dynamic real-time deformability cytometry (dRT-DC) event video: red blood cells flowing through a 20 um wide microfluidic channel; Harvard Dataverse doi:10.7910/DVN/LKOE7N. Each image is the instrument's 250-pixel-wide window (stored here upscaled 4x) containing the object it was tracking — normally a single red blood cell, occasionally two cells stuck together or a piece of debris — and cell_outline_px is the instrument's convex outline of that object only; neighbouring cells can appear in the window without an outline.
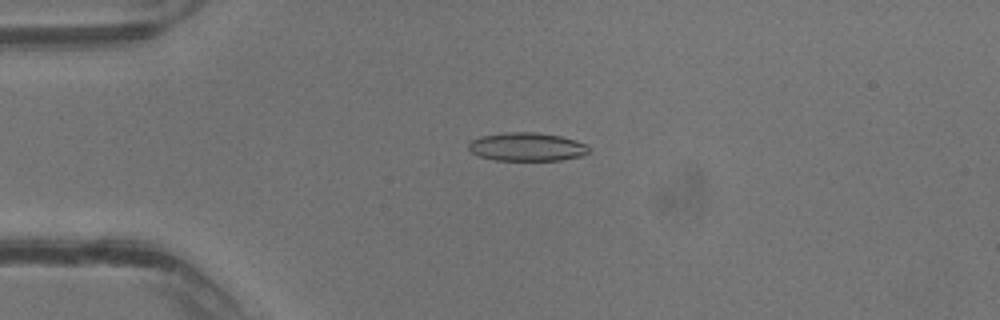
{"species": "common noctule bat (a hibernating species)", "species_latin": "Nyctalus noctula", "temperature_condition": "warm", "stored_images_in_passage": 40, "camera_frame_rate_fps": 3000, "um_per_image_px": 0.085, "animal": {"sex": "male", "body_mass_g": 13.3}, "frame": {"image": 1, "passage_image": 10, "time_ms": 3.0, "image_size_px": [1000, 320], "cell_outline_px": [[588, 152], [580, 156], [560, 160], [496, 160], [480, 156], [472, 152], [468, 148], [468, 144], [472, 140], [480, 136], [504, 132], [536, 132], [560, 136], [576, 140], [584, 144], [588, 148]], "centroid_in_image_um": [44.75, 12.47], "position_along_channel_um": 40.2, "area_um2": 19.77}}
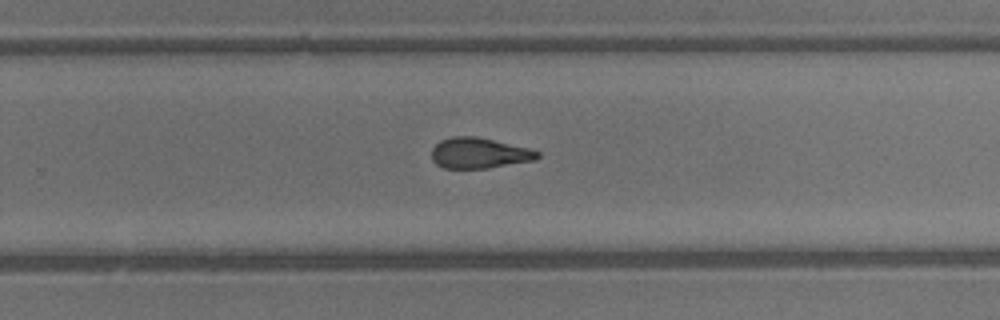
{"frame": {"image": 2, "passage_image": 26, "time_ms": 8.333, "image_size_px": [1000, 320], "cell_outline_px": [[540, 156], [536, 160], [488, 168], [444, 168], [436, 164], [432, 160], [432, 148], [440, 140], [452, 136], [476, 136], [528, 148], [540, 152]], "centroid_in_image_um": [40.72, 13.01], "position_along_channel_um": 289.1, "area_um2": 18.9}}
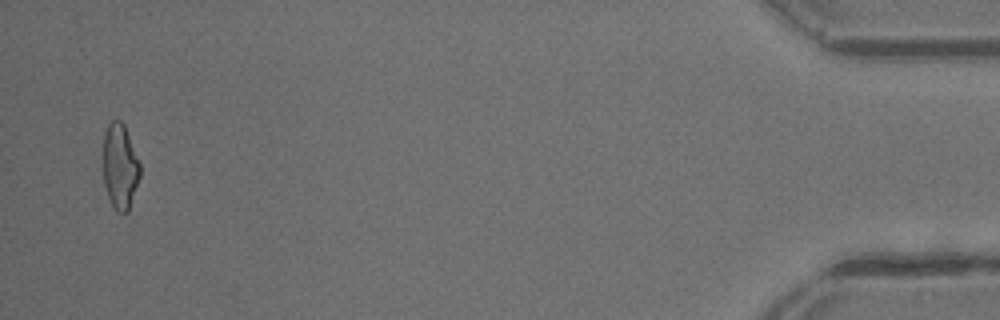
{"frame": {"image": 3, "passage_image": 39, "time_ms": 12.667, "image_size_px": [1000, 320], "cell_outline_px": [[140, 176], [128, 212], [124, 216], [116, 212], [108, 196], [104, 184], [104, 132], [108, 124], [112, 120], [120, 120], [124, 124], [140, 164]], "centroid_in_image_um": [10.2, 14.18], "position_along_channel_um": 425.0, "area_um2": 18.32}}